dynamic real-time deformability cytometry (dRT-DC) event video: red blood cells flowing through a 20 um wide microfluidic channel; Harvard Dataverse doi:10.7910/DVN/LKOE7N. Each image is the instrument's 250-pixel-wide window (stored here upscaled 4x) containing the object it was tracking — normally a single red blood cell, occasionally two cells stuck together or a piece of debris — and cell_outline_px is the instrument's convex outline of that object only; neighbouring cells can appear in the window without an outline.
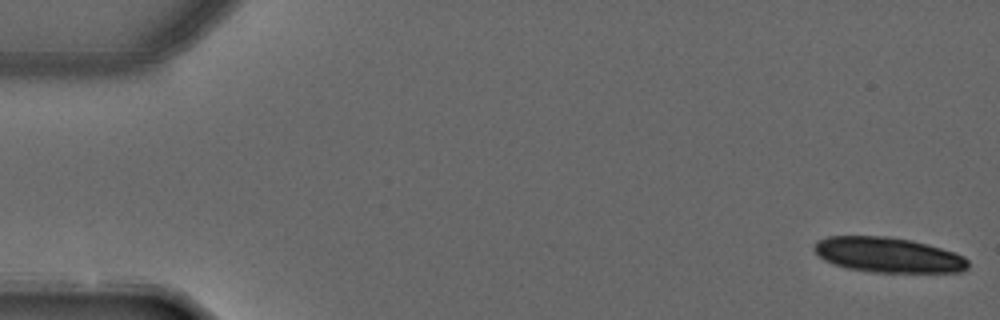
{"species": "common noctule bat (a hibernating species)", "species_latin": "Nyctalus noctula", "temperature_condition": "warm", "stored_images_in_passage": 5, "camera_frame_rate_fps": 3000, "um_per_image_px": 0.085, "animal": {"sex": "male", "forearm_length_mm": 52.5}, "frame": {"image": 1, "passage_image": 1, "time_ms": 0.0, "image_size_px": [1000, 320], "cell_outline_px": [[968, 268], [964, 272], [872, 272], [848, 268], [832, 264], [824, 260], [812, 248], [816, 240], [828, 236], [888, 236], [912, 240], [928, 244], [964, 256], [968, 260]], "centroid_in_image_um": [75.47, 21.66], "position_along_channel_um": 9.5, "area_um2": 31.62}}
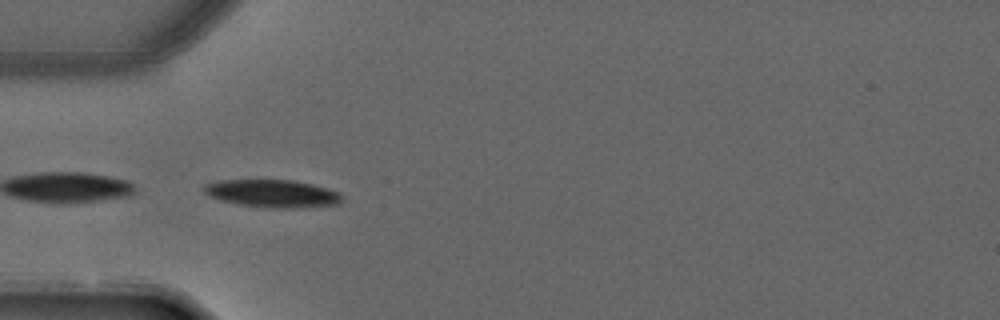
{"frame": {"image": 2, "passage_image": 5, "time_ms": 1.333, "image_size_px": [1000, 320], "cell_outline_px": [[340, 200], [336, 204], [308, 208], [272, 208], [236, 204], [220, 200], [204, 192], [204, 184], [220, 180], [292, 180], [312, 184], [340, 192]], "centroid_in_image_um": [23.15, 16.45], "position_along_channel_um": 61.8, "area_um2": 22.2}}